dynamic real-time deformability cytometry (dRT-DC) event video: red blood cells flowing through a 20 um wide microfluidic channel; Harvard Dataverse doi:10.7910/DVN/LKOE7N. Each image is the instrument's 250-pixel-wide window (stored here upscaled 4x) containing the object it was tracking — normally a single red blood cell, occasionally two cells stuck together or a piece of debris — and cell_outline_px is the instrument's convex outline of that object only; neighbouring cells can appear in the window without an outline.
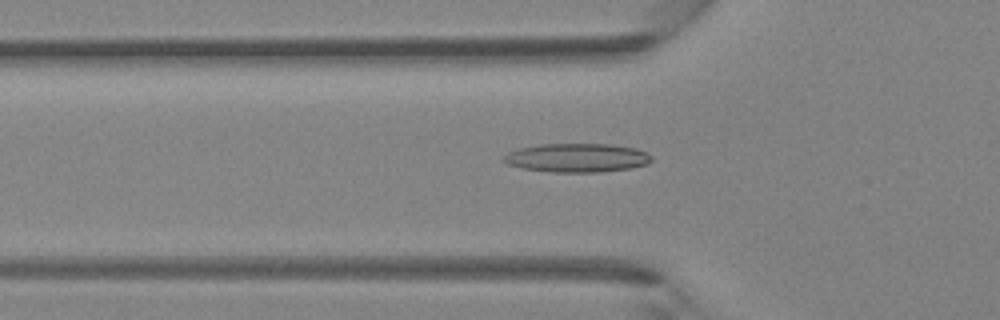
{"species": "Egyptian fruit bat (a non-hibernating species)", "species_latin": "Rousettus aegyptiacus", "temperature_condition": "room temperature", "stored_images_in_passage": 35, "camera_frame_rate_fps": 3000, "um_per_image_px": 0.085, "animal": {"sex": "female"}, "frame": {"image": 1, "passage_image": 6, "time_ms": 1.667, "image_size_px": [1000, 320], "cell_outline_px": [[652, 160], [648, 164], [632, 168], [600, 172], [552, 172], [520, 168], [508, 164], [500, 160], [508, 152], [520, 148], [540, 144], [608, 144], [636, 148], [648, 152], [652, 156]], "centroid_in_image_um": [49.06, 13.41], "position_along_channel_um": 76.7, "area_um2": 25.03}}
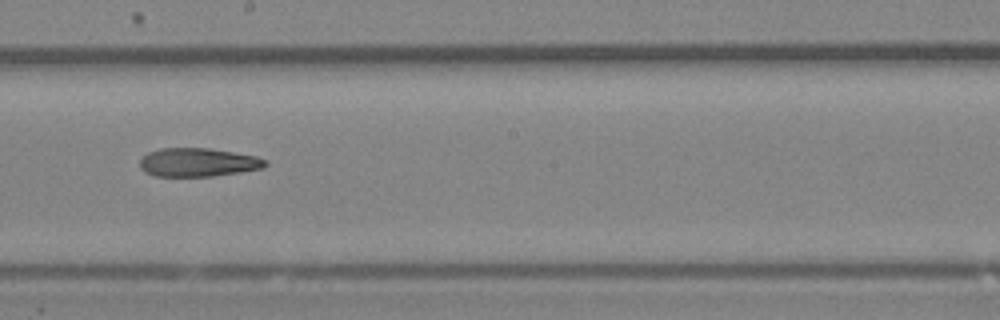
{"frame": {"image": 2, "passage_image": 16, "time_ms": 5.0, "image_size_px": [1000, 320], "cell_outline_px": [[268, 164], [264, 168], [240, 172], [212, 176], [152, 176], [144, 172], [140, 168], [140, 160], [148, 152], [160, 148], [208, 148], [256, 156], [268, 160]], "centroid_in_image_um": [16.83, 13.8], "position_along_channel_um": 231.4, "area_um2": 20.98}}
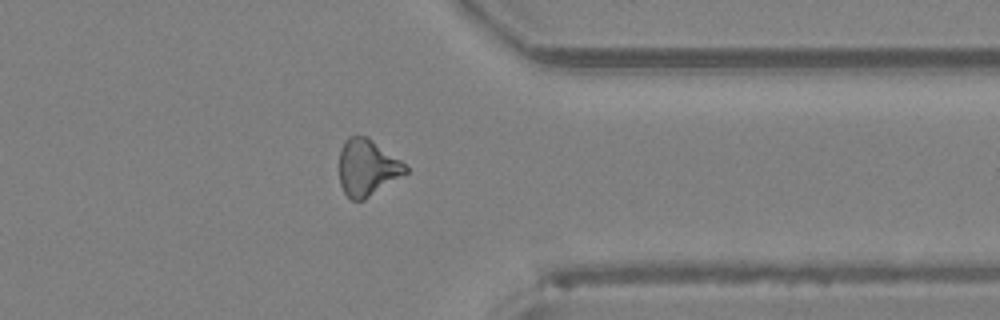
{"frame": {"image": 3, "passage_image": 26, "time_ms": 8.333, "image_size_px": [1000, 320], "cell_outline_px": [[408, 172], [364, 200], [352, 200], [344, 192], [340, 184], [340, 148], [344, 140], [348, 136], [368, 136], [400, 160], [408, 168]], "centroid_in_image_um": [31.2, 14.23], "position_along_channel_um": 380.2, "area_um2": 21.73}}